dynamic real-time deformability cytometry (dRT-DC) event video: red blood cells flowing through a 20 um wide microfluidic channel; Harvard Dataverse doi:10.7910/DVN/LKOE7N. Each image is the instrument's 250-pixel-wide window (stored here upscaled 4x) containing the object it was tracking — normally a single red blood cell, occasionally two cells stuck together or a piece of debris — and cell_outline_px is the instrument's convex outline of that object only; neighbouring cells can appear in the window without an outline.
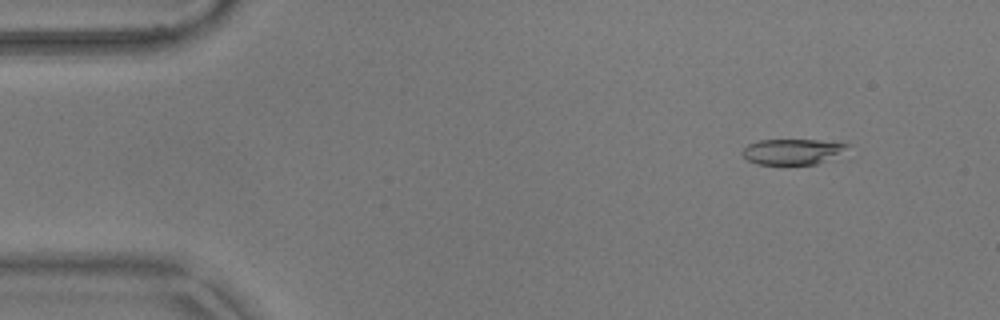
{"species": "common noctule bat (a hibernating species)", "species_latin": "Nyctalus noctula", "temperature_condition": "warm", "stored_images_in_passage": 54, "camera_frame_rate_fps": 3000, "um_per_image_px": 0.085, "animal": {"sex": "male", "body_mass_g": 17.9}, "frame": {"image": 1, "passage_image": 5, "time_ms": 1.333, "image_size_px": [1000, 320], "cell_outline_px": [[848, 144], [836, 152], [816, 164], [756, 164], [748, 160], [740, 152], [748, 144], [760, 140], [816, 140]], "centroid_in_image_um": [67.15, 12.88], "position_along_channel_um": 17.8, "area_um2": 14.8}}
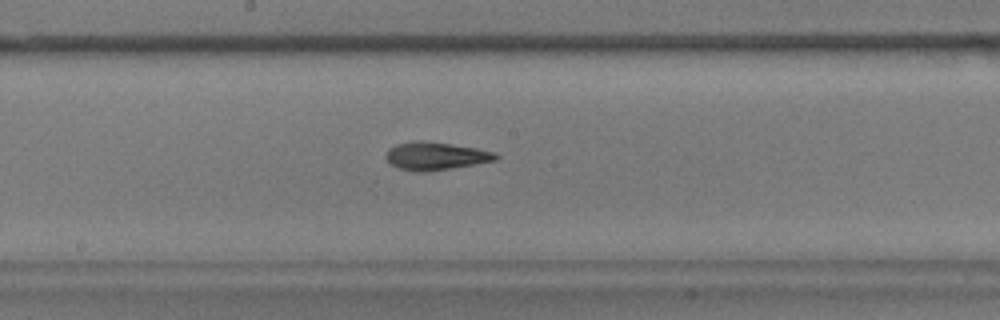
{"frame": {"image": 2, "passage_image": 28, "time_ms": 9.0, "image_size_px": [1000, 320], "cell_outline_px": [[500, 156], [496, 160], [424, 172], [416, 172], [400, 168], [392, 164], [384, 156], [388, 148], [396, 144], [412, 140], [420, 140], [452, 144], [476, 148], [496, 152]], "centroid_in_image_um": [37.0, 13.24], "position_along_channel_um": 211.2, "area_um2": 17.74}}
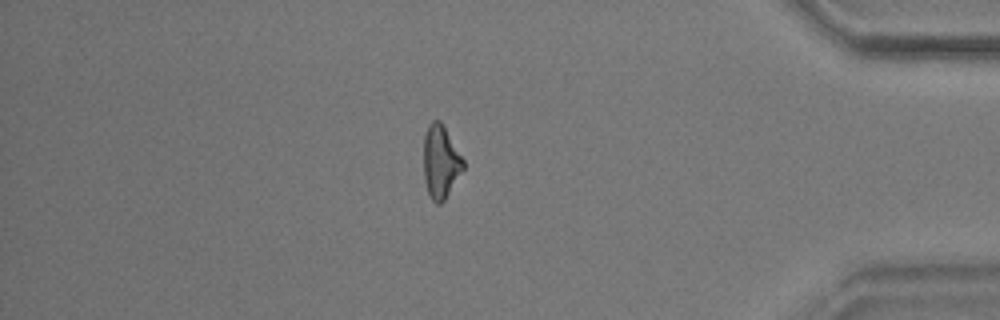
{"frame": {"image": 3, "passage_image": 46, "time_ms": 15.0, "image_size_px": [1000, 320], "cell_outline_px": [[464, 168], [444, 200], [440, 204], [436, 204], [432, 200], [428, 192], [424, 180], [424, 136], [428, 124], [432, 120], [440, 120], [464, 160]], "centroid_in_image_um": [37.44, 13.75], "position_along_channel_um": 397.8, "area_um2": 16.7}, "authors_computed_cell_mechanics": {"area_um2": 16.9065, "velocity_mm_per_s": 3.7035, "shape_relaxation_time_tau1_ms": 5.3658, "shape_relaxation_time_tau2_ms": 6.9721, "deformation_change_tau1": 0.1761, "deformation_change_tau2": 0.167}}